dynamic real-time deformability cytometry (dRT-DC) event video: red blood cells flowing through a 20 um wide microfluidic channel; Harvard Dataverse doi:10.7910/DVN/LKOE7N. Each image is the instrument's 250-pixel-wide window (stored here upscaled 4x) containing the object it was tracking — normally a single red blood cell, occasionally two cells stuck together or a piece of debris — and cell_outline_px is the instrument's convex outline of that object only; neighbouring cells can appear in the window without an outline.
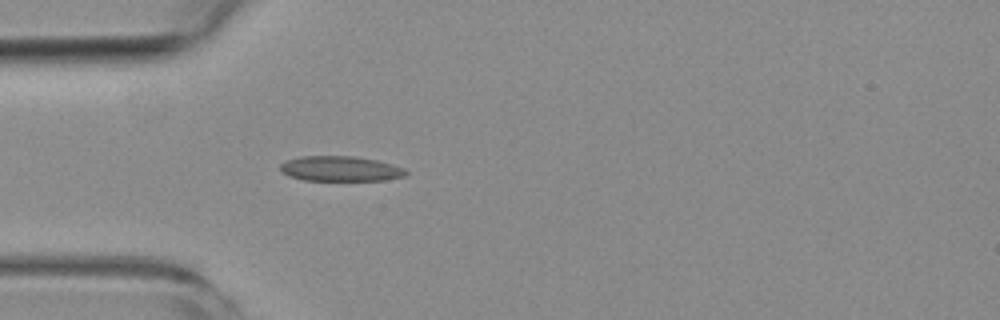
{"species": "common noctule bat (a hibernating species)", "species_latin": "Nyctalus noctula", "temperature_condition": "room temperature", "stored_images_in_passage": 3, "camera_frame_rate_fps": 3000, "um_per_image_px": 0.085, "animal": {"sex": "female", "body_mass_g": 19.3, "forearm_length_mm": 54.1}, "frame": {"image": 1, "passage_image": 3, "time_ms": 3.0, "image_size_px": [1000, 320], "cell_outline_px": [[408, 172], [404, 176], [384, 180], [304, 180], [288, 176], [280, 168], [280, 164], [284, 160], [300, 156], [356, 156], [376, 160], [392, 164], [404, 168]], "centroid_in_image_um": [28.91, 14.33], "position_along_channel_um": 56.1, "area_um2": 18.38}}